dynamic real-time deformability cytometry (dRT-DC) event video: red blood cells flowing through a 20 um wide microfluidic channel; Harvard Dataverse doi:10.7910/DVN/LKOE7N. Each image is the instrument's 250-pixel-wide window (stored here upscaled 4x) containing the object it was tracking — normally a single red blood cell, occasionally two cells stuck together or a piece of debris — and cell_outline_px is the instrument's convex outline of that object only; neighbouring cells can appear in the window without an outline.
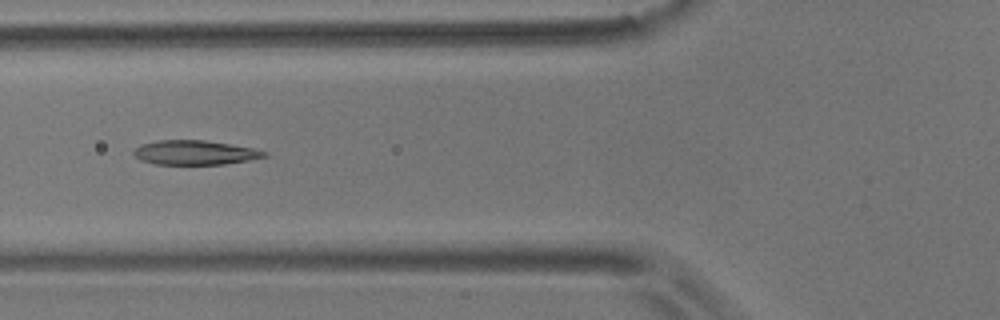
{"species": "common noctule bat (a hibernating species)", "species_latin": "Nyctalus noctula", "temperature_condition": "room temperature", "stored_images_in_passage": 6, "camera_frame_rate_fps": 3000, "um_per_image_px": 0.085, "animal": {"sex": "male", "body_mass_g": 17.9}, "frame": {"image": 1, "passage_image": 6, "time_ms": 6.0, "image_size_px": [1000, 320], "cell_outline_px": [[268, 156], [248, 160], [224, 164], [156, 164], [140, 160], [132, 152], [140, 144], [156, 140], [204, 140], [252, 148], [268, 152]], "centroid_in_image_um": [16.54, 12.96], "position_along_channel_um": 109.3, "area_um2": 18.44}}